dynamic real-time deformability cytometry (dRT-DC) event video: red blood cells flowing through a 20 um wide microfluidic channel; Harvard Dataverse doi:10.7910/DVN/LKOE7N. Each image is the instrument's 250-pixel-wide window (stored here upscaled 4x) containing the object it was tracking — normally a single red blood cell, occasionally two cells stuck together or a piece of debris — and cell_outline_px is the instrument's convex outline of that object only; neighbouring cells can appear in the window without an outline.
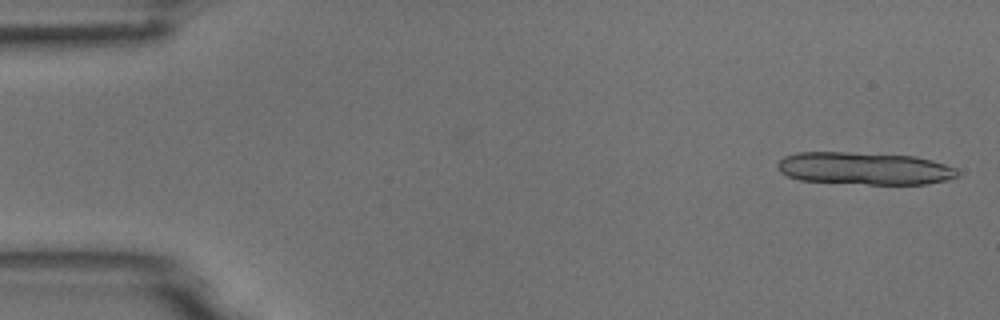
{"species": "common noctule bat (a hibernating species)", "species_latin": "Nyctalus noctula", "temperature_condition": "room temperature", "stored_images_in_passage": 15, "camera_frame_rate_fps": 3000, "um_per_image_px": 0.085, "animal": {"sex": "male", "body_mass_g": 18.8}, "frame": {"image": 1, "passage_image": 2, "time_ms": 0.333, "image_size_px": [1000, 320], "cell_outline_px": [[960, 176], [928, 184], [868, 184], [800, 180], [788, 176], [780, 172], [776, 164], [784, 156], [796, 152], [848, 152], [916, 156], [932, 160], [956, 168], [960, 172]], "centroid_in_image_um": [73.48, 14.31], "position_along_channel_um": 11.5, "area_um2": 34.16}}